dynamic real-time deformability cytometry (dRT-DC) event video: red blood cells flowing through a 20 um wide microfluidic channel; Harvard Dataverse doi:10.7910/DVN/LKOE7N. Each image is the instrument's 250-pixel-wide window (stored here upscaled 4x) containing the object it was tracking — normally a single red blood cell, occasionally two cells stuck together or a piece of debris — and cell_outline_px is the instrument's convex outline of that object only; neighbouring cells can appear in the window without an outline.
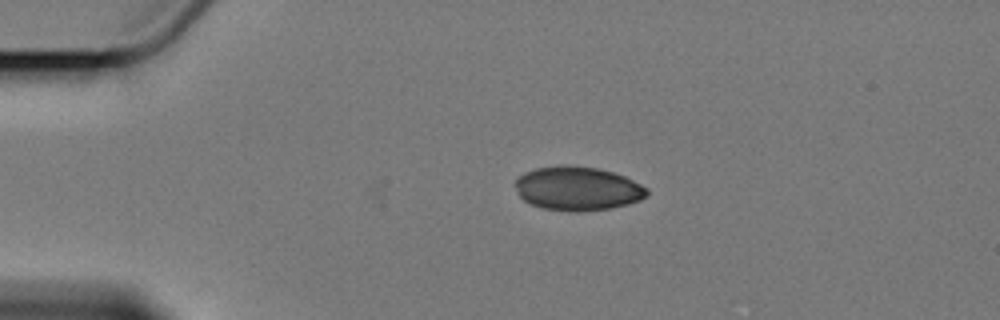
{"species": "Egyptian fruit bat (a non-hibernating species)", "species_latin": "Rousettus aegyptiacus", "temperature_condition": "cold", "stored_images_in_passage": 2, "camera_frame_rate_fps": 3000, "um_per_image_px": 0.085, "animal": {"sex": "female"}, "frame": {"image": 1, "passage_image": 1, "time_ms": 0.0, "image_size_px": [1000, 320], "cell_outline_px": [[648, 196], [640, 200], [628, 204], [612, 208], [580, 212], [568, 212], [540, 208], [524, 200], [520, 196], [516, 188], [516, 180], [524, 172], [536, 168], [596, 168], [612, 172], [624, 176], [648, 188]], "centroid_in_image_um": [49.13, 16.08], "position_along_channel_um": 35.9, "area_um2": 33.0}}